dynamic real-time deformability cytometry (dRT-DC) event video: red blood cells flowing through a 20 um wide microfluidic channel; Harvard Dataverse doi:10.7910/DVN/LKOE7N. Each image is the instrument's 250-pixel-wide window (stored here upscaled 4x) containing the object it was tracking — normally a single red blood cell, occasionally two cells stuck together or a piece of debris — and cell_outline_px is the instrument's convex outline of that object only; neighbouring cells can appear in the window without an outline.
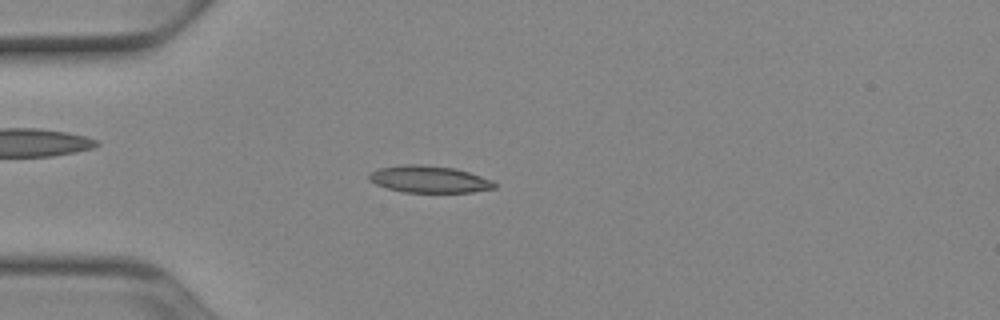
{"species": "Egyptian fruit bat (a non-hibernating species)", "species_latin": "Rousettus aegyptiacus", "temperature_condition": "cold", "stored_images_in_passage": 51, "camera_frame_rate_fps": 3000, "um_per_image_px": 0.085, "animal": {"sex": "female"}, "frame": {"image": 1, "passage_image": 14, "time_ms": 4.333, "image_size_px": [1000, 320], "cell_outline_px": [[496, 188], [472, 192], [404, 192], [388, 188], [376, 184], [368, 180], [368, 172], [376, 168], [404, 164], [420, 164], [456, 168], [492, 180], [496, 184]], "centroid_in_image_um": [36.43, 15.22], "position_along_channel_um": 48.6, "area_um2": 19.83}}
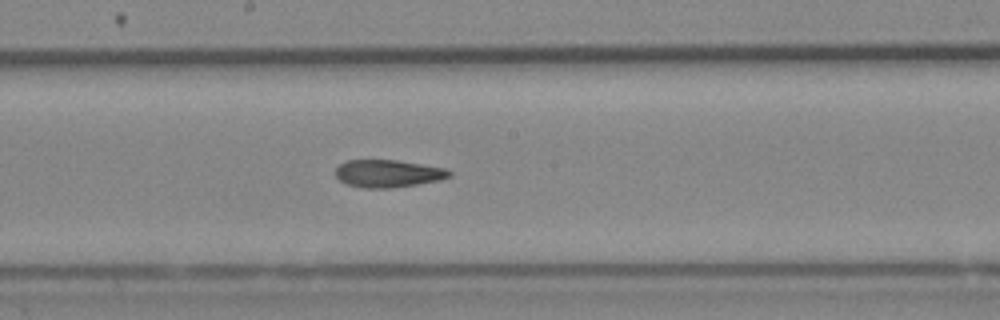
{"frame": {"image": 2, "passage_image": 28, "time_ms": 9.0, "image_size_px": [1000, 320], "cell_outline_px": [[452, 176], [440, 180], [416, 184], [388, 188], [364, 188], [344, 184], [336, 176], [336, 168], [344, 160], [396, 160], [448, 168], [452, 172]], "centroid_in_image_um": [32.99, 14.74], "position_along_channel_um": 215.2, "area_um2": 18.38}}
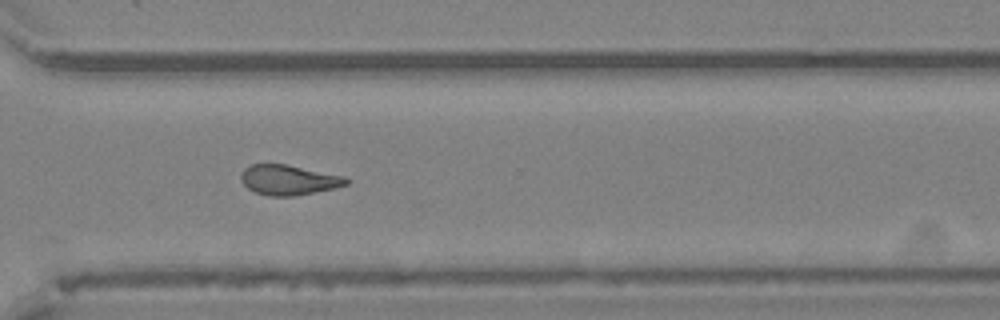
{"frame": {"image": 3, "passage_image": 38, "time_ms": 12.333, "image_size_px": [1000, 320], "cell_outline_px": [[352, 180], [348, 184], [336, 188], [296, 196], [268, 196], [256, 192], [248, 188], [240, 180], [240, 172], [244, 168], [252, 164], [288, 164], [348, 176]], "centroid_in_image_um": [24.6, 15.28], "position_along_channel_um": 346.0, "area_um2": 18.96}, "authors_computed_cell_mechanics": {"area_um2": 18.8428, "velocity_mm_per_s": 3.9242, "shape_relaxation_time_tau1_ms": null, "shape_relaxation_time_tau2_ms": 1.9227, "deformation_change_tau1": null, "deformation_change_tau2": 0.0878}}